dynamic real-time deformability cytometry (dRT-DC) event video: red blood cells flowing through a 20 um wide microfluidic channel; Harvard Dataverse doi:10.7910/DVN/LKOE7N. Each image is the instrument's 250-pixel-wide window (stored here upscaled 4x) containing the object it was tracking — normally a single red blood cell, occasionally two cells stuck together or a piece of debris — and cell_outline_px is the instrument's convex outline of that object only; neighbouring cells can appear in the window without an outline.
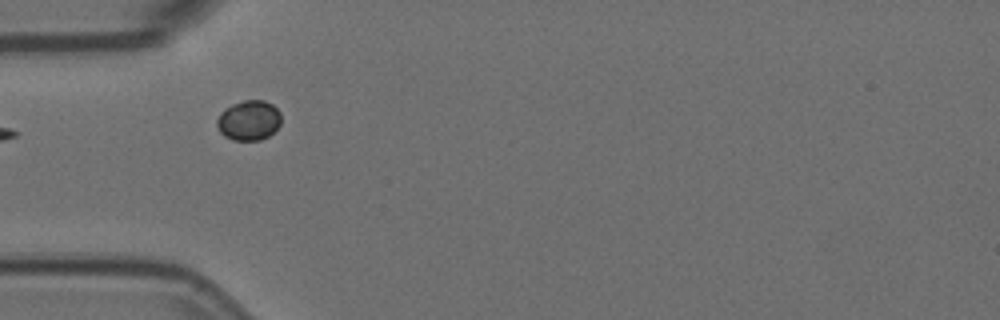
{"species": "Egyptian fruit bat (a non-hibernating species)", "species_latin": "Rousettus aegyptiacus", "temperature_condition": "room temperature", "stored_images_in_passage": 6, "camera_frame_rate_fps": 3000, "um_per_image_px": 0.085, "animal": {"sex": "female"}, "frame": {"image": 1, "passage_image": 4, "time_ms": 1.0, "image_size_px": [1000, 320], "cell_outline_px": [[280, 124], [268, 136], [260, 140], [232, 140], [224, 136], [220, 132], [216, 124], [216, 120], [220, 112], [224, 108], [232, 104], [244, 100], [264, 100], [272, 104], [280, 112]], "centroid_in_image_um": [21.12, 10.22], "position_along_channel_um": 63.9, "area_um2": 15.03}}
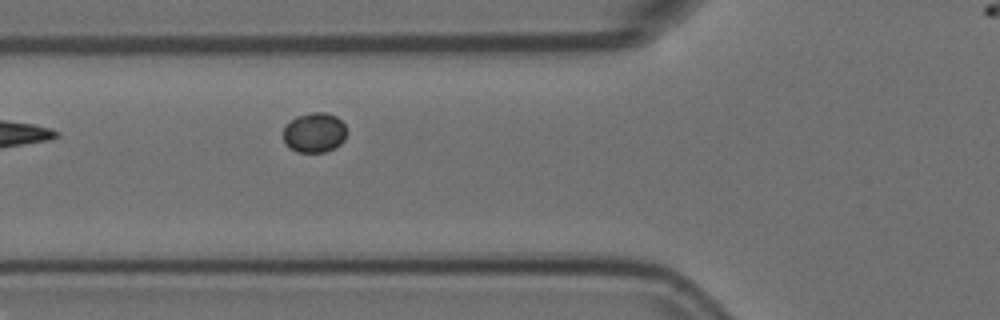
{"frame": {"image": 2, "passage_image": 5, "time_ms": 1.333, "image_size_px": [1000, 320], "cell_outline_px": [[348, 132], [344, 140], [340, 144], [324, 152], [296, 152], [284, 144], [284, 128], [296, 116], [312, 112], [324, 112], [336, 116], [344, 124]], "centroid_in_image_um": [26.74, 11.27], "position_along_channel_um": 99.1, "area_um2": 14.74}}